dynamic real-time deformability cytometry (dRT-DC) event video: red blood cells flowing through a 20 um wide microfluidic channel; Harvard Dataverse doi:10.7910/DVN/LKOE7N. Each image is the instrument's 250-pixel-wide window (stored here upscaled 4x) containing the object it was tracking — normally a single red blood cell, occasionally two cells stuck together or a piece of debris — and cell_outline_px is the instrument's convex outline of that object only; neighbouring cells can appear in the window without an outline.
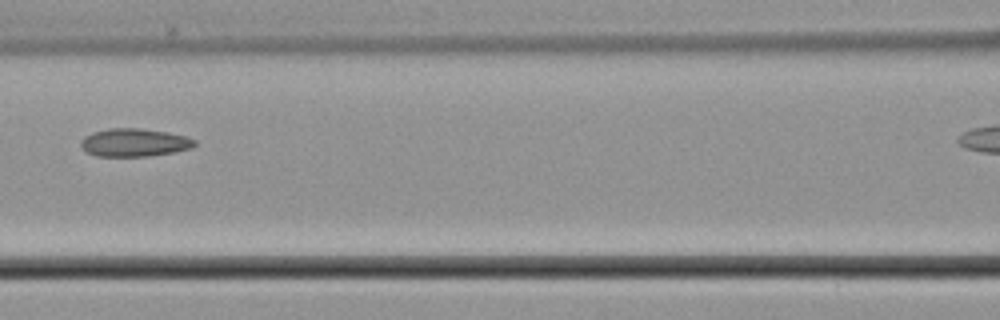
{"species": "common noctule bat (a hibernating species)", "species_latin": "Nyctalus noctula", "temperature_condition": "cold", "stored_images_in_passage": 5, "segment_of_instrument_passage": [1, 2], "camera_frame_rate_fps": 3000, "um_per_image_px": 0.085, "animal": {"sex": "male", "body_mass_g": 21.5, "forearm_length_mm": 52.0}, "frame": {"image": 1, "passage_image": 4, "time_ms": 3.667, "image_size_px": [1000, 320], "cell_outline_px": [[196, 144], [192, 148], [176, 152], [148, 156], [96, 156], [88, 152], [80, 144], [80, 140], [84, 136], [92, 132], [108, 128], [140, 128], [168, 132], [184, 136], [196, 140]], "centroid_in_image_um": [11.42, 12.11], "position_along_channel_um": 155.2, "area_um2": 18.67}}